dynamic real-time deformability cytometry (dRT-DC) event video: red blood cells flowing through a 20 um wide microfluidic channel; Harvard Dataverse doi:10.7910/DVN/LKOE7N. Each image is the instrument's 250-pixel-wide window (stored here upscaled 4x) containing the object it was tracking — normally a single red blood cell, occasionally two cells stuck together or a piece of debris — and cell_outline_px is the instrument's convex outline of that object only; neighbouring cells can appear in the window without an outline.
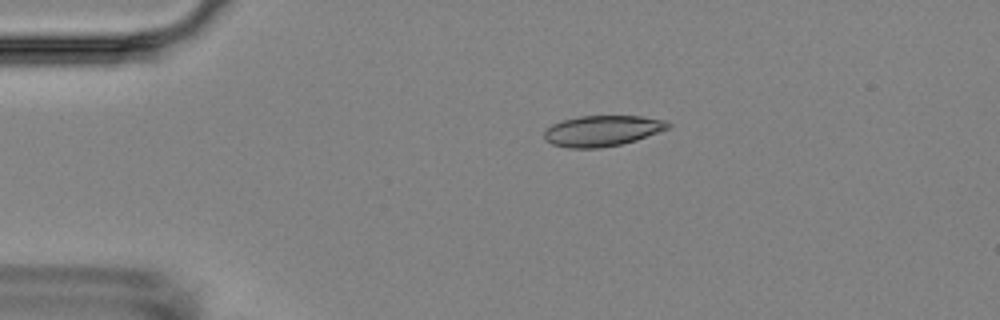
{"species": "Egyptian fruit bat (a non-hibernating species)", "species_latin": "Rousettus aegyptiacus", "temperature_condition": "room temperature", "stored_images_in_passage": 7, "camera_frame_rate_fps": 3000, "um_per_image_px": 0.085, "animal": {"sex": "female"}, "frame": {"image": 1, "passage_image": 7, "time_ms": 10.0, "image_size_px": [1000, 320], "cell_outline_px": [[672, 124], [668, 128], [636, 140], [620, 144], [600, 148], [568, 148], [552, 144], [544, 140], [544, 132], [552, 124], [564, 120], [580, 116], [640, 116], [664, 120]], "centroid_in_image_um": [51.17, 11.12], "position_along_channel_um": 33.8, "area_um2": 22.02}}